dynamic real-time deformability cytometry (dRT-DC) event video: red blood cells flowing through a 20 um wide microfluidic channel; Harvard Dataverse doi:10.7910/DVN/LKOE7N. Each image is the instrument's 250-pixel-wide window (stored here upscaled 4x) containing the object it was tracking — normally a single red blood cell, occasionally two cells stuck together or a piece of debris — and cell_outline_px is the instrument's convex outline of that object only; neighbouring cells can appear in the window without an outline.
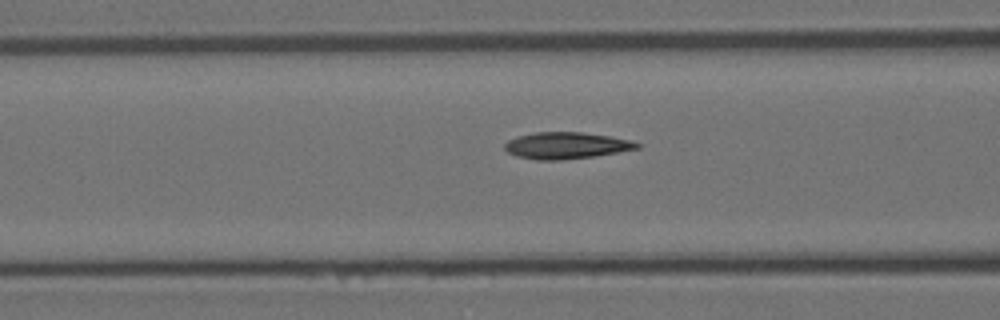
{"species": "Egyptian fruit bat (a non-hibernating species)", "species_latin": "Rousettus aegyptiacus", "temperature_condition": "room temperature", "stored_images_in_passage": 38, "camera_frame_rate_fps": 3000, "um_per_image_px": 0.085, "animal": {"sex": "female"}, "frame": {"image": 1, "passage_image": 17, "time_ms": 5.333, "image_size_px": [1000, 320], "cell_outline_px": [[640, 148], [592, 156], [564, 160], [536, 160], [516, 156], [508, 152], [504, 148], [504, 144], [508, 140], [516, 136], [536, 132], [580, 132], [608, 136], [628, 140], [640, 144]], "centroid_in_image_um": [48.06, 12.37], "position_along_channel_um": 118.5, "area_um2": 20.35}}
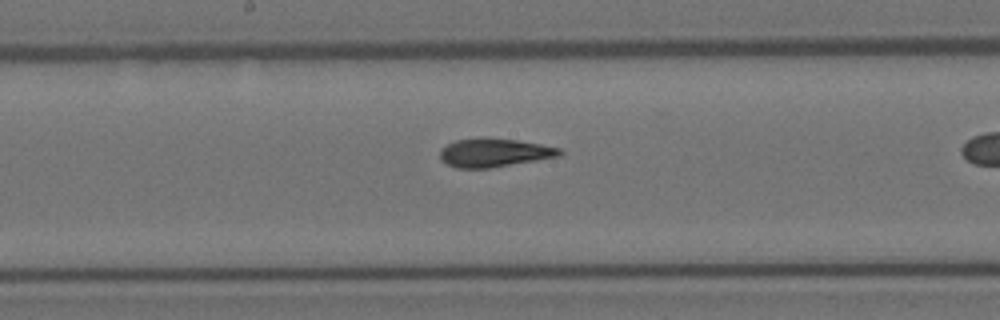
{"frame": {"image": 2, "passage_image": 24, "time_ms": 7.667, "image_size_px": [1000, 320], "cell_outline_px": [[564, 152], [560, 156], [492, 168], [456, 168], [440, 160], [440, 148], [456, 140], [484, 136], [488, 136], [516, 140], [540, 144], [560, 148]], "centroid_in_image_um": [41.99, 12.96], "position_along_channel_um": 206.2, "area_um2": 20.23}}
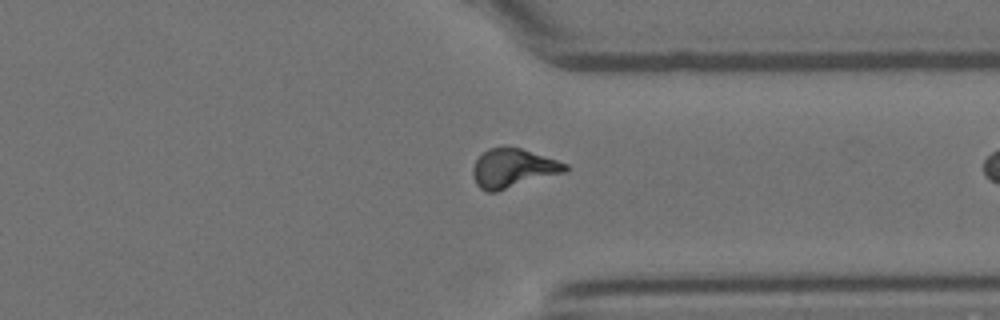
{"frame": {"image": 3, "passage_image": 37, "time_ms": 12.0, "image_size_px": [1000, 320], "cell_outline_px": [[568, 172], [496, 192], [484, 192], [476, 184], [472, 172], [472, 168], [476, 160], [488, 148], [520, 148], [568, 164]], "centroid_in_image_um": [43.62, 14.34], "position_along_channel_um": 367.8, "area_um2": 20.92}}